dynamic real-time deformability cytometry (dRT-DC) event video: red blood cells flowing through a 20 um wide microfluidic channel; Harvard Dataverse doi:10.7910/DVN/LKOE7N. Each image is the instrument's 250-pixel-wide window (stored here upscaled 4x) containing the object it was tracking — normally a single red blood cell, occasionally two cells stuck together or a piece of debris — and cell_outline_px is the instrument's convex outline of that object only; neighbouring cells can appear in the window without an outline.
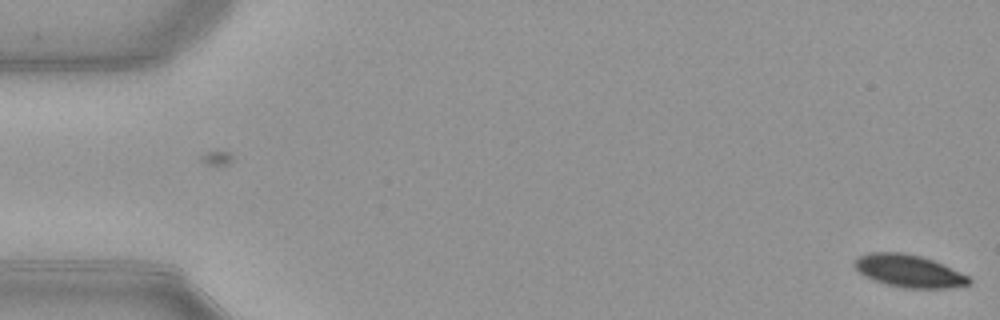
{"species": "common noctule bat (a hibernating species)", "species_latin": "Nyctalus noctula", "temperature_condition": "warm", "stored_images_in_passage": 6, "camera_frame_rate_fps": 3000, "um_per_image_px": 0.085, "animal": {"sex": "female", "body_mass_g": 21.9}, "frame": {"image": 1, "passage_image": 6, "time_ms": 1.667, "image_size_px": [1000, 320], "cell_outline_px": [[972, 280], [968, 284], [948, 288], [904, 288], [872, 280], [864, 276], [852, 264], [856, 256], [868, 252], [904, 252], [920, 256], [932, 260], [968, 276]], "centroid_in_image_um": [77.18, 23.02], "position_along_channel_um": 7.8, "area_um2": 21.62}}